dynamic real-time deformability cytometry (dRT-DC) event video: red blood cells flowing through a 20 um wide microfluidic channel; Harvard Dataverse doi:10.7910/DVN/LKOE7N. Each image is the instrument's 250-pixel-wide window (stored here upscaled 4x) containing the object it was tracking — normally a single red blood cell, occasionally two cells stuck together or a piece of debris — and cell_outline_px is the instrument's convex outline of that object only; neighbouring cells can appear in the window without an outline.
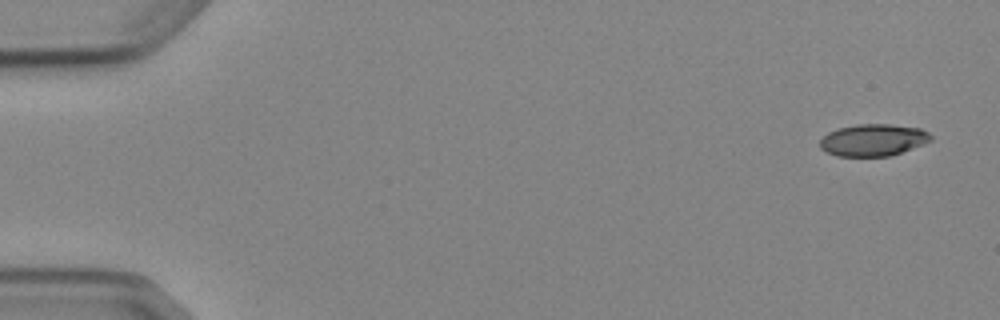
{"species": "Egyptian fruit bat (a non-hibernating species)", "species_latin": "Rousettus aegyptiacus", "temperature_condition": "cold", "stored_images_in_passage": 4, "camera_frame_rate_fps": 3000, "um_per_image_px": 0.085, "animal": {"sex": "female"}, "frame": {"image": 1, "passage_image": 1, "time_ms": 0.0, "image_size_px": [1000, 320], "cell_outline_px": [[932, 140], [924, 144], [888, 156], [836, 156], [820, 148], [820, 140], [828, 132], [840, 128], [856, 124], [888, 124], [920, 128], [928, 132], [932, 136]], "centroid_in_image_um": [74.22, 11.9], "position_along_channel_um": 10.8, "area_um2": 20.52}}
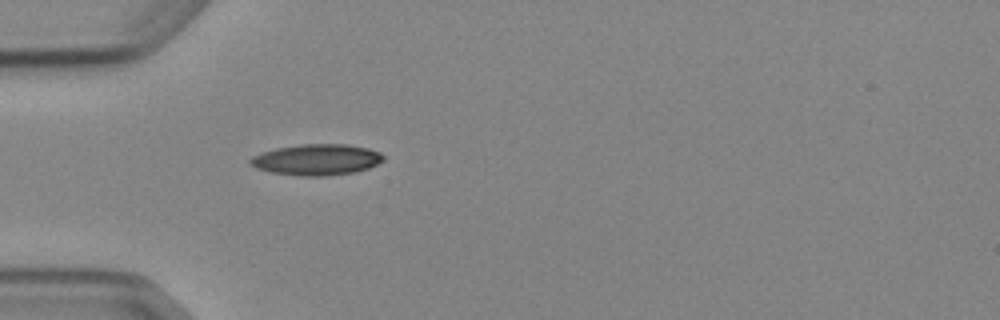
{"frame": {"image": 2, "passage_image": 4, "time_ms": 4.667, "image_size_px": [1000, 320], "cell_outline_px": [[384, 160], [368, 168], [352, 172], [324, 176], [300, 176], [272, 172], [256, 168], [248, 164], [248, 160], [252, 156], [276, 148], [304, 144], [348, 144], [368, 148], [380, 152], [384, 156]], "centroid_in_image_um": [26.91, 13.57], "position_along_channel_um": 58.1, "area_um2": 23.99}}